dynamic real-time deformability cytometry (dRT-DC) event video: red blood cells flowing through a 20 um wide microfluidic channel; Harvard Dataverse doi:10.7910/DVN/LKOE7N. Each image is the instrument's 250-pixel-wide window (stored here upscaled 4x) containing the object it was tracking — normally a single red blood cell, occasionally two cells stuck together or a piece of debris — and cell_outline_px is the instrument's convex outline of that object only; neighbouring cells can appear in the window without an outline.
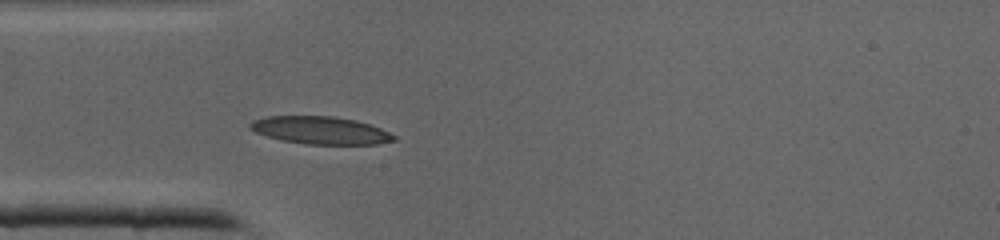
{"species": "common noctule bat (a hibernating species)", "species_latin": "Nyctalus noctula", "temperature_condition": "cold", "stored_images_in_passage": 38, "camera_frame_rate_fps": 3000, "um_per_image_px": 0.085, "animal": {"sex": "male", "body_mass_g": 19.0, "forearm_length_mm": 50.8}, "frame": {"image": 1, "passage_image": 9, "time_ms": 2.667, "image_size_px": [1000, 240], "cell_outline_px": [[396, 140], [376, 144], [304, 144], [280, 140], [256, 132], [248, 128], [248, 124], [252, 120], [268, 116], [336, 116], [356, 120], [380, 128], [396, 136]], "centroid_in_image_um": [27.21, 11.07], "position_along_channel_um": 57.8, "area_um2": 23.18}}
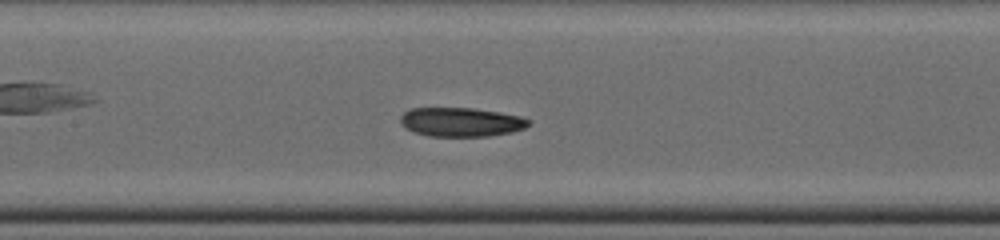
{"frame": {"image": 2, "passage_image": 16, "time_ms": 5.0, "image_size_px": [1000, 240], "cell_outline_px": [[532, 124], [524, 128], [512, 132], [488, 136], [428, 136], [404, 128], [400, 124], [400, 116], [404, 112], [412, 108], [472, 108], [500, 112], [520, 116], [532, 120]], "centroid_in_image_um": [39.21, 10.37], "position_along_channel_um": 168.2, "area_um2": 21.85}}
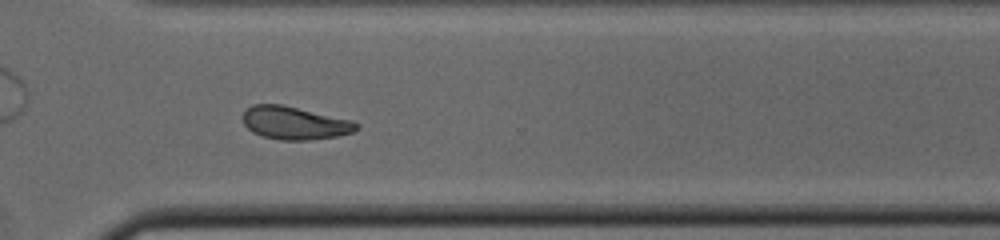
{"frame": {"image": 3, "passage_image": 27, "time_ms": 8.667, "image_size_px": [1000, 240], "cell_outline_px": [[360, 128], [352, 132], [336, 136], [308, 140], [280, 140], [264, 136], [252, 132], [244, 124], [240, 116], [252, 104], [280, 104], [352, 120], [360, 124]], "centroid_in_image_um": [25.03, 10.45], "position_along_channel_um": 345.6, "area_um2": 21.79}}